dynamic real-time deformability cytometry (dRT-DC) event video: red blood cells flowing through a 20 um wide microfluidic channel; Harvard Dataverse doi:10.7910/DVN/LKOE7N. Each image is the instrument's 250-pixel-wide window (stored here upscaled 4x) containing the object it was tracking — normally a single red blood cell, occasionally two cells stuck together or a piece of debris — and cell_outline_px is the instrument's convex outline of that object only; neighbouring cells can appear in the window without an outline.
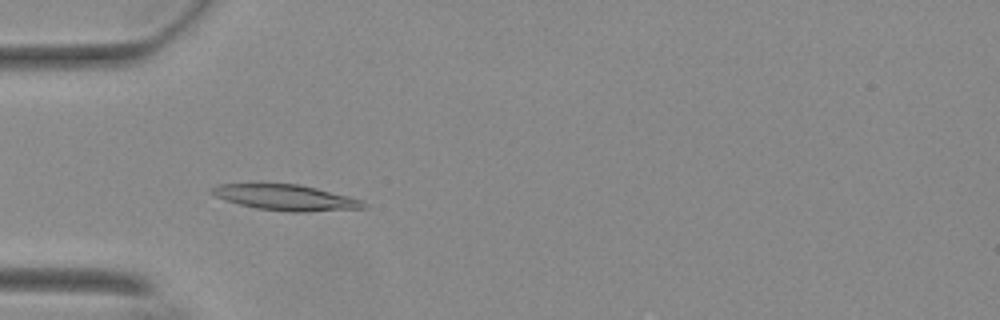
{"species": "Egyptian fruit bat (a non-hibernating species)", "species_latin": "Rousettus aegyptiacus", "temperature_condition": "warm", "stored_images_in_passage": 41, "camera_frame_rate_fps": 3000, "um_per_image_px": 0.085, "animal": {"sex": "female"}, "frame": {"image": 1, "passage_image": 3, "time_ms": 0.667, "image_size_px": [1000, 320], "cell_outline_px": [[368, 204], [364, 208], [308, 212], [288, 212], [256, 208], [224, 200], [208, 192], [208, 188], [216, 184], [300, 184], [364, 200]], "centroid_in_image_um": [24.27, 16.79], "position_along_channel_um": 60.7, "area_um2": 22.89}}
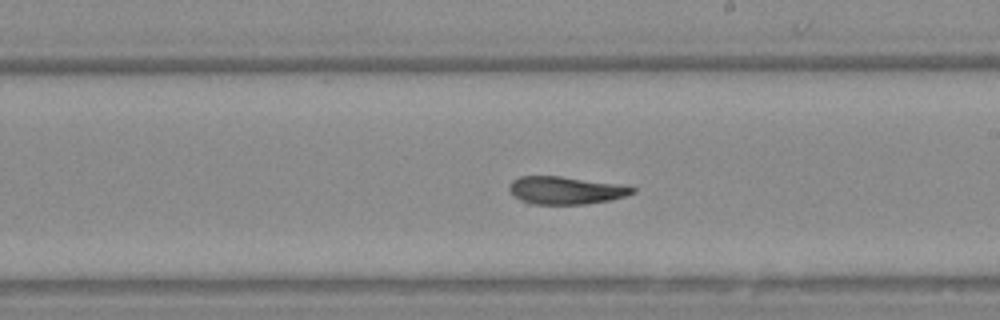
{"frame": {"image": 2, "passage_image": 18, "time_ms": 5.667, "image_size_px": [1000, 320], "cell_outline_px": [[636, 192], [612, 200], [588, 204], [524, 204], [512, 196], [508, 188], [508, 184], [512, 180], [520, 176], [560, 176], [616, 184], [636, 188]], "centroid_in_image_um": [48.0, 16.19], "position_along_channel_um": 241.0, "area_um2": 20.11}}
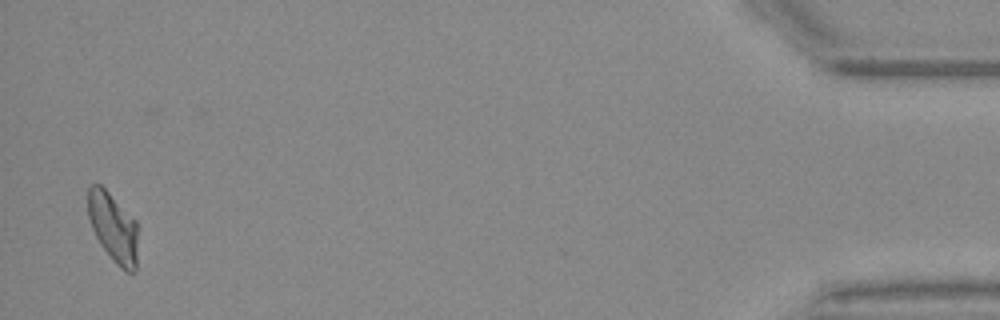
{"frame": {"image": 3, "passage_image": 40, "time_ms": 13.0, "image_size_px": [1000, 320], "cell_outline_px": [[140, 228], [136, 268], [132, 272], [124, 272], [116, 264], [100, 244], [92, 228], [88, 216], [88, 188], [92, 184], [100, 184], [136, 220]], "centroid_in_image_um": [9.67, 19.36], "position_along_channel_um": 425.5, "area_um2": 20.58}, "authors_computed_cell_mechanics": {"area_um2": 20.7502, "velocity_mm_per_s": 3.679, "shape_relaxation_time_tau1_ms": null, "shape_relaxation_time_tau2_ms": 7.3106, "deformation_change_tau1": null, "deformation_change_tau2": 0.1637}}